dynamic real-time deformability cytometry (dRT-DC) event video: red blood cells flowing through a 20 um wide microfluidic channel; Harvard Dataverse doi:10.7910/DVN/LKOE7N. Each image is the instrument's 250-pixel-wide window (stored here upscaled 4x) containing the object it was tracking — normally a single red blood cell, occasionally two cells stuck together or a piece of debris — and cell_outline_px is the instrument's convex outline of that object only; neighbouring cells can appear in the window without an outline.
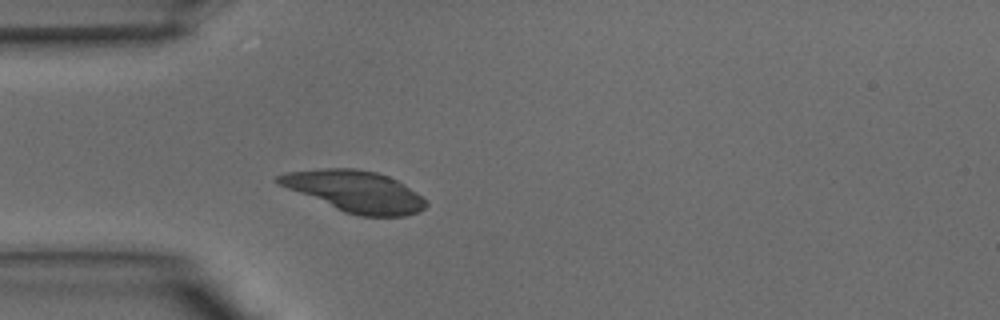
{"species": "common noctule bat (a hibernating species)", "species_latin": "Nyctalus noctula", "temperature_condition": "warm", "stored_images_in_passage": 30, "camera_frame_rate_fps": 3000, "um_per_image_px": 0.085, "animal": {"sex": "male", "body_mass_g": 15.6}, "frame": {"image": 1, "passage_image": 9, "time_ms": 2.667, "image_size_px": [1000, 320], "cell_outline_px": [[428, 204], [424, 208], [416, 212], [404, 216], [360, 216], [344, 212], [276, 184], [272, 180], [276, 176], [288, 172], [324, 168], [356, 168], [376, 172], [388, 176], [404, 184], [416, 192]], "centroid_in_image_um": [30.12, 16.25], "position_along_channel_um": 54.9, "area_um2": 35.37}}
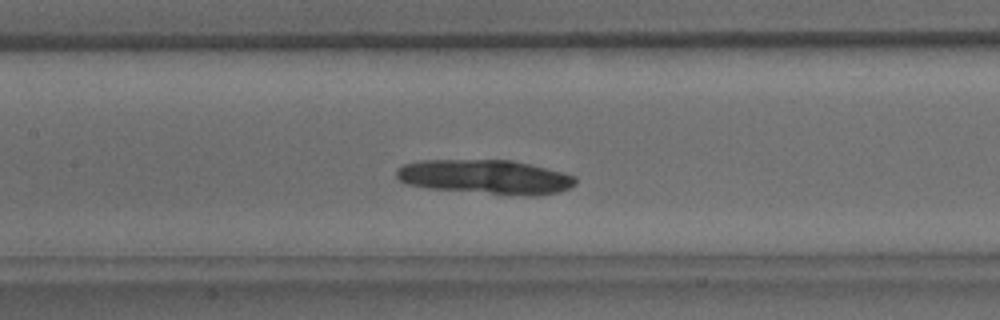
{"frame": {"image": 2, "passage_image": 16, "time_ms": 5.0, "image_size_px": [1000, 320], "cell_outline_px": [[576, 184], [560, 192], [532, 196], [524, 196], [428, 188], [408, 184], [400, 180], [396, 176], [396, 168], [404, 164], [420, 160], [512, 160], [576, 176]], "centroid_in_image_um": [41.25, 15.04], "position_along_channel_um": 166.2, "area_um2": 35.66}}